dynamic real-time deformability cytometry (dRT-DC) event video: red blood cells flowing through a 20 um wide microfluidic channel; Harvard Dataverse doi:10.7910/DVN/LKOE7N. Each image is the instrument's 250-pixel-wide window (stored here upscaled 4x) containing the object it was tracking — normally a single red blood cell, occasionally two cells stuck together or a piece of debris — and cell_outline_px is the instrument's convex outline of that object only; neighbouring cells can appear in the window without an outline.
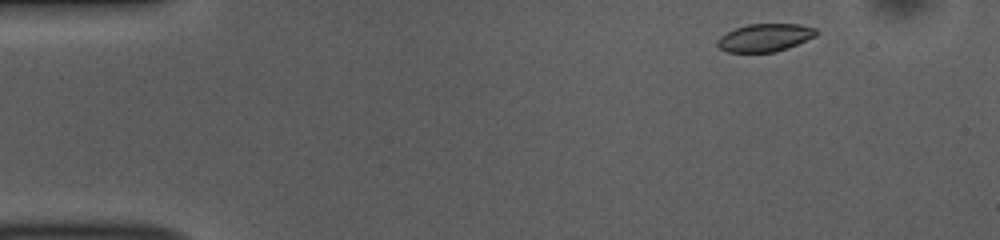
{"species": "common noctule bat (a hibernating species)", "species_latin": "Nyctalus noctula", "temperature_condition": "room temperature", "stored_images_in_passage": 49, "camera_frame_rate_fps": 3000, "um_per_image_px": 0.085, "animal": {"sex": "female", "body_mass_g": 10.0, "forearm_length_mm": 53.1}, "frame": {"image": 1, "passage_image": 2, "time_ms": 0.333, "image_size_px": [1000, 240], "cell_outline_px": [[820, 32], [816, 36], [788, 48], [776, 52], [728, 52], [720, 48], [716, 44], [716, 40], [720, 36], [736, 28], [748, 24], [800, 24], [816, 28]], "centroid_in_image_um": [65.05, 3.2], "position_along_channel_um": 20.0, "area_um2": 16.13}}
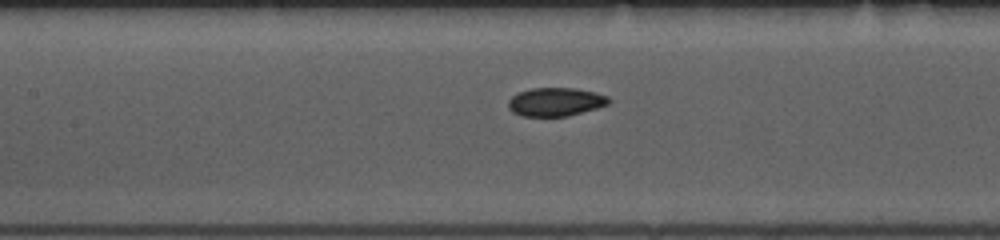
{"frame": {"image": 2, "passage_image": 20, "time_ms": 6.333, "image_size_px": [1000, 240], "cell_outline_px": [[612, 100], [608, 104], [596, 108], [568, 116], [524, 116], [512, 112], [508, 108], [508, 100], [516, 92], [532, 88], [576, 88], [596, 92], [608, 96]], "centroid_in_image_um": [47.22, 8.65], "position_along_channel_um": 160.2, "area_um2": 16.82}}
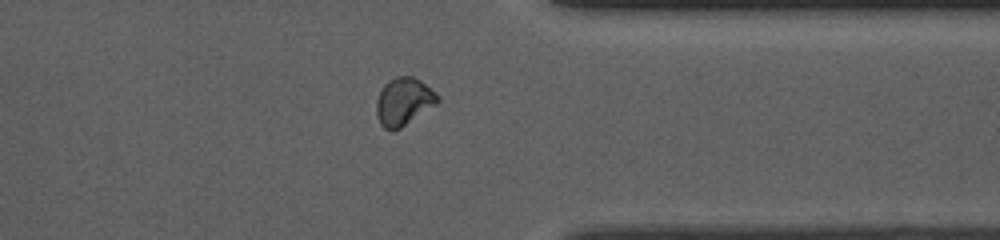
{"frame": {"image": 3, "passage_image": 38, "time_ms": 12.333, "image_size_px": [1000, 240], "cell_outline_px": [[440, 100], [436, 104], [400, 128], [392, 132], [384, 128], [380, 124], [376, 116], [376, 100], [384, 84], [388, 80], [396, 76], [412, 76], [420, 80], [436, 92], [440, 96]], "centroid_in_image_um": [34.3, 8.63], "position_along_channel_um": 377.1, "area_um2": 17.11}, "authors_computed_cell_mechanics": {"area_um2": 16.8198, "velocity_mm_per_s": 3.7109, "shape_relaxation_time_tau1_ms": 4.771, "shape_relaxation_time_tau2_ms": 1.7231, "deformation_change_tau1": 0.0901, "deformation_change_tau2": 0.0464}}